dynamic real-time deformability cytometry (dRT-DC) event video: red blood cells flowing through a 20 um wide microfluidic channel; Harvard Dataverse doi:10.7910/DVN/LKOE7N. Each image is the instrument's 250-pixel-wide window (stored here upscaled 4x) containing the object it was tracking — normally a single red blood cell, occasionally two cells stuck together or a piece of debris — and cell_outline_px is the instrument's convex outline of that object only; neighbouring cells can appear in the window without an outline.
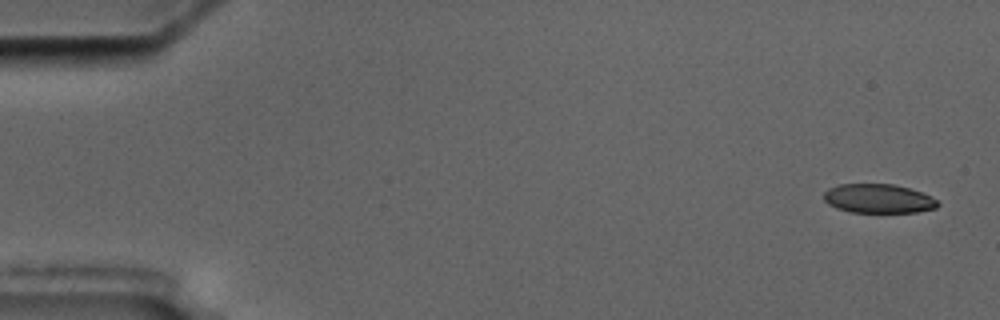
{"species": "common noctule bat (a hibernating species)", "species_latin": "Nyctalus noctula", "temperature_condition": "cold", "stored_images_in_passage": 5, "camera_frame_rate_fps": 3000, "um_per_image_px": 0.085, "animal": {"sex": "male", "body_mass_g": 17.5, "forearm_length_mm": 52.3}, "frame": {"image": 1, "passage_image": 1, "time_ms": 0.0, "image_size_px": [1000, 320], "cell_outline_px": [[940, 204], [936, 208], [916, 212], [852, 212], [836, 208], [828, 204], [824, 200], [824, 192], [828, 188], [840, 184], [892, 184], [908, 188], [932, 196]], "centroid_in_image_um": [74.65, 16.88], "position_along_channel_um": 10.3, "area_um2": 19.25}}
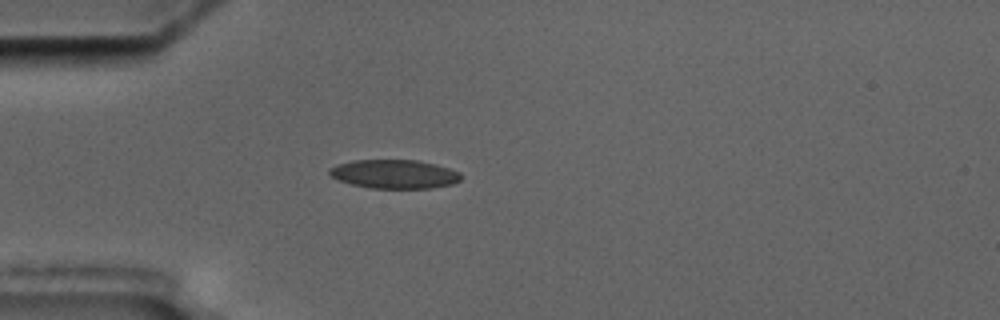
{"frame": {"image": 2, "passage_image": 5, "time_ms": 4.667, "image_size_px": [1000, 320], "cell_outline_px": [[460, 180], [452, 184], [432, 188], [372, 188], [352, 184], [340, 180], [332, 176], [328, 172], [328, 168], [336, 164], [352, 160], [416, 160], [436, 164], [460, 172]], "centroid_in_image_um": [33.51, 14.79], "position_along_channel_um": 51.5, "area_um2": 22.02}}